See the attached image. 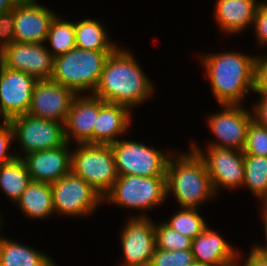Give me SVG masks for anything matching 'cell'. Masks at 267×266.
<instances>
[{"instance_id":"obj_1","label":"cell","mask_w":267,"mask_h":266,"mask_svg":"<svg viewBox=\"0 0 267 266\" xmlns=\"http://www.w3.org/2000/svg\"><path fill=\"white\" fill-rule=\"evenodd\" d=\"M153 85L133 55L116 48L105 62L99 83L92 93L105 102L131 109L153 94Z\"/></svg>"},{"instance_id":"obj_2","label":"cell","mask_w":267,"mask_h":266,"mask_svg":"<svg viewBox=\"0 0 267 266\" xmlns=\"http://www.w3.org/2000/svg\"><path fill=\"white\" fill-rule=\"evenodd\" d=\"M212 91L219 104L240 105L254 92L255 57L235 52L202 56Z\"/></svg>"},{"instance_id":"obj_3","label":"cell","mask_w":267,"mask_h":266,"mask_svg":"<svg viewBox=\"0 0 267 266\" xmlns=\"http://www.w3.org/2000/svg\"><path fill=\"white\" fill-rule=\"evenodd\" d=\"M179 156V157H178ZM168 159L166 167L167 195L172 192L183 208H196L215 193L203 159L191 147L188 154Z\"/></svg>"},{"instance_id":"obj_4","label":"cell","mask_w":267,"mask_h":266,"mask_svg":"<svg viewBox=\"0 0 267 266\" xmlns=\"http://www.w3.org/2000/svg\"><path fill=\"white\" fill-rule=\"evenodd\" d=\"M113 51H93L75 47L53 59L51 80L76 94L96 89L104 65ZM78 92V93H77Z\"/></svg>"},{"instance_id":"obj_5","label":"cell","mask_w":267,"mask_h":266,"mask_svg":"<svg viewBox=\"0 0 267 266\" xmlns=\"http://www.w3.org/2000/svg\"><path fill=\"white\" fill-rule=\"evenodd\" d=\"M71 153L70 171L81 177L104 197L118 178L110 145L78 144Z\"/></svg>"},{"instance_id":"obj_6","label":"cell","mask_w":267,"mask_h":266,"mask_svg":"<svg viewBox=\"0 0 267 266\" xmlns=\"http://www.w3.org/2000/svg\"><path fill=\"white\" fill-rule=\"evenodd\" d=\"M167 198L166 176L118 175L103 200L125 208L151 209Z\"/></svg>"},{"instance_id":"obj_7","label":"cell","mask_w":267,"mask_h":266,"mask_svg":"<svg viewBox=\"0 0 267 266\" xmlns=\"http://www.w3.org/2000/svg\"><path fill=\"white\" fill-rule=\"evenodd\" d=\"M118 175L166 176L170 155L134 141L118 140L110 145Z\"/></svg>"},{"instance_id":"obj_8","label":"cell","mask_w":267,"mask_h":266,"mask_svg":"<svg viewBox=\"0 0 267 266\" xmlns=\"http://www.w3.org/2000/svg\"><path fill=\"white\" fill-rule=\"evenodd\" d=\"M54 211L70 216L91 214L103 197L81 177L71 171L51 183Z\"/></svg>"},{"instance_id":"obj_9","label":"cell","mask_w":267,"mask_h":266,"mask_svg":"<svg viewBox=\"0 0 267 266\" xmlns=\"http://www.w3.org/2000/svg\"><path fill=\"white\" fill-rule=\"evenodd\" d=\"M13 138H17L24 156L42 150L58 148L66 143L64 123L23 114L9 120Z\"/></svg>"},{"instance_id":"obj_10","label":"cell","mask_w":267,"mask_h":266,"mask_svg":"<svg viewBox=\"0 0 267 266\" xmlns=\"http://www.w3.org/2000/svg\"><path fill=\"white\" fill-rule=\"evenodd\" d=\"M191 144L205 163L214 193L221 185L227 189L243 186L244 152L242 150L208 146V155H205L196 144Z\"/></svg>"},{"instance_id":"obj_11","label":"cell","mask_w":267,"mask_h":266,"mask_svg":"<svg viewBox=\"0 0 267 266\" xmlns=\"http://www.w3.org/2000/svg\"><path fill=\"white\" fill-rule=\"evenodd\" d=\"M37 81L34 76L11 70L0 62V117L3 121L27 114Z\"/></svg>"},{"instance_id":"obj_12","label":"cell","mask_w":267,"mask_h":266,"mask_svg":"<svg viewBox=\"0 0 267 266\" xmlns=\"http://www.w3.org/2000/svg\"><path fill=\"white\" fill-rule=\"evenodd\" d=\"M77 94L50 80H38L33 88L27 114L40 119L64 123Z\"/></svg>"},{"instance_id":"obj_13","label":"cell","mask_w":267,"mask_h":266,"mask_svg":"<svg viewBox=\"0 0 267 266\" xmlns=\"http://www.w3.org/2000/svg\"><path fill=\"white\" fill-rule=\"evenodd\" d=\"M146 215L132 217L121 231L122 266H149L156 249L155 224Z\"/></svg>"},{"instance_id":"obj_14","label":"cell","mask_w":267,"mask_h":266,"mask_svg":"<svg viewBox=\"0 0 267 266\" xmlns=\"http://www.w3.org/2000/svg\"><path fill=\"white\" fill-rule=\"evenodd\" d=\"M53 57L43 43H18L7 46L0 55V62L7 68L25 72L37 80H50Z\"/></svg>"},{"instance_id":"obj_15","label":"cell","mask_w":267,"mask_h":266,"mask_svg":"<svg viewBox=\"0 0 267 266\" xmlns=\"http://www.w3.org/2000/svg\"><path fill=\"white\" fill-rule=\"evenodd\" d=\"M223 111L208 118V125L218 140L209 146L242 150L253 115L240 105H223Z\"/></svg>"},{"instance_id":"obj_16","label":"cell","mask_w":267,"mask_h":266,"mask_svg":"<svg viewBox=\"0 0 267 266\" xmlns=\"http://www.w3.org/2000/svg\"><path fill=\"white\" fill-rule=\"evenodd\" d=\"M55 16L35 0H20L14 7L15 42L45 43Z\"/></svg>"},{"instance_id":"obj_17","label":"cell","mask_w":267,"mask_h":266,"mask_svg":"<svg viewBox=\"0 0 267 266\" xmlns=\"http://www.w3.org/2000/svg\"><path fill=\"white\" fill-rule=\"evenodd\" d=\"M77 95L64 122L66 142L74 139L78 144H93V130L101 109V99L91 95Z\"/></svg>"},{"instance_id":"obj_18","label":"cell","mask_w":267,"mask_h":266,"mask_svg":"<svg viewBox=\"0 0 267 266\" xmlns=\"http://www.w3.org/2000/svg\"><path fill=\"white\" fill-rule=\"evenodd\" d=\"M66 142L50 150L32 152L22 158L32 181L53 183L70 172L71 152Z\"/></svg>"},{"instance_id":"obj_19","label":"cell","mask_w":267,"mask_h":266,"mask_svg":"<svg viewBox=\"0 0 267 266\" xmlns=\"http://www.w3.org/2000/svg\"><path fill=\"white\" fill-rule=\"evenodd\" d=\"M208 226L192 240L194 260L207 266H223L238 258L239 252Z\"/></svg>"},{"instance_id":"obj_20","label":"cell","mask_w":267,"mask_h":266,"mask_svg":"<svg viewBox=\"0 0 267 266\" xmlns=\"http://www.w3.org/2000/svg\"><path fill=\"white\" fill-rule=\"evenodd\" d=\"M130 109L101 99L96 124L93 130V144L111 145L118 141L116 137L127 131L130 125Z\"/></svg>"},{"instance_id":"obj_21","label":"cell","mask_w":267,"mask_h":266,"mask_svg":"<svg viewBox=\"0 0 267 266\" xmlns=\"http://www.w3.org/2000/svg\"><path fill=\"white\" fill-rule=\"evenodd\" d=\"M256 0H218L215 7V19L222 31L239 33L253 25L258 5Z\"/></svg>"},{"instance_id":"obj_22","label":"cell","mask_w":267,"mask_h":266,"mask_svg":"<svg viewBox=\"0 0 267 266\" xmlns=\"http://www.w3.org/2000/svg\"><path fill=\"white\" fill-rule=\"evenodd\" d=\"M16 203L32 219L51 216L54 213L51 184L32 181Z\"/></svg>"},{"instance_id":"obj_23","label":"cell","mask_w":267,"mask_h":266,"mask_svg":"<svg viewBox=\"0 0 267 266\" xmlns=\"http://www.w3.org/2000/svg\"><path fill=\"white\" fill-rule=\"evenodd\" d=\"M0 266H57L42 252L5 238L0 239Z\"/></svg>"},{"instance_id":"obj_24","label":"cell","mask_w":267,"mask_h":266,"mask_svg":"<svg viewBox=\"0 0 267 266\" xmlns=\"http://www.w3.org/2000/svg\"><path fill=\"white\" fill-rule=\"evenodd\" d=\"M77 48L93 51H114L117 46L108 39L105 27L97 20L83 19L75 23Z\"/></svg>"},{"instance_id":"obj_25","label":"cell","mask_w":267,"mask_h":266,"mask_svg":"<svg viewBox=\"0 0 267 266\" xmlns=\"http://www.w3.org/2000/svg\"><path fill=\"white\" fill-rule=\"evenodd\" d=\"M32 182L27 166L22 158L0 166V188L13 201L17 202Z\"/></svg>"},{"instance_id":"obj_26","label":"cell","mask_w":267,"mask_h":266,"mask_svg":"<svg viewBox=\"0 0 267 266\" xmlns=\"http://www.w3.org/2000/svg\"><path fill=\"white\" fill-rule=\"evenodd\" d=\"M257 198L267 194V157L244 155V182Z\"/></svg>"},{"instance_id":"obj_27","label":"cell","mask_w":267,"mask_h":266,"mask_svg":"<svg viewBox=\"0 0 267 266\" xmlns=\"http://www.w3.org/2000/svg\"><path fill=\"white\" fill-rule=\"evenodd\" d=\"M47 41H50L52 51H49L53 58L74 49L76 47L75 23L63 21L55 16L49 27Z\"/></svg>"},{"instance_id":"obj_28","label":"cell","mask_w":267,"mask_h":266,"mask_svg":"<svg viewBox=\"0 0 267 266\" xmlns=\"http://www.w3.org/2000/svg\"><path fill=\"white\" fill-rule=\"evenodd\" d=\"M174 214L171 219L166 222L168 226L181 233L185 237L195 239L208 226L197 213V208H183Z\"/></svg>"},{"instance_id":"obj_29","label":"cell","mask_w":267,"mask_h":266,"mask_svg":"<svg viewBox=\"0 0 267 266\" xmlns=\"http://www.w3.org/2000/svg\"><path fill=\"white\" fill-rule=\"evenodd\" d=\"M156 248L166 251L191 250L192 239L177 232L165 222L155 225Z\"/></svg>"},{"instance_id":"obj_30","label":"cell","mask_w":267,"mask_h":266,"mask_svg":"<svg viewBox=\"0 0 267 266\" xmlns=\"http://www.w3.org/2000/svg\"><path fill=\"white\" fill-rule=\"evenodd\" d=\"M244 155L267 157V128L261 127L254 120L248 126Z\"/></svg>"},{"instance_id":"obj_31","label":"cell","mask_w":267,"mask_h":266,"mask_svg":"<svg viewBox=\"0 0 267 266\" xmlns=\"http://www.w3.org/2000/svg\"><path fill=\"white\" fill-rule=\"evenodd\" d=\"M194 261L192 250L166 251L156 248L149 266H187Z\"/></svg>"},{"instance_id":"obj_32","label":"cell","mask_w":267,"mask_h":266,"mask_svg":"<svg viewBox=\"0 0 267 266\" xmlns=\"http://www.w3.org/2000/svg\"><path fill=\"white\" fill-rule=\"evenodd\" d=\"M15 42L14 8L0 14V55Z\"/></svg>"},{"instance_id":"obj_33","label":"cell","mask_w":267,"mask_h":266,"mask_svg":"<svg viewBox=\"0 0 267 266\" xmlns=\"http://www.w3.org/2000/svg\"><path fill=\"white\" fill-rule=\"evenodd\" d=\"M12 139L14 138L11 124L9 121H3V125L0 124V166L20 157L8 152Z\"/></svg>"},{"instance_id":"obj_34","label":"cell","mask_w":267,"mask_h":266,"mask_svg":"<svg viewBox=\"0 0 267 266\" xmlns=\"http://www.w3.org/2000/svg\"><path fill=\"white\" fill-rule=\"evenodd\" d=\"M252 26L256 31V37L261 45L267 46V3L263 2L258 5Z\"/></svg>"},{"instance_id":"obj_35","label":"cell","mask_w":267,"mask_h":266,"mask_svg":"<svg viewBox=\"0 0 267 266\" xmlns=\"http://www.w3.org/2000/svg\"><path fill=\"white\" fill-rule=\"evenodd\" d=\"M254 92L267 94V58L255 56Z\"/></svg>"},{"instance_id":"obj_36","label":"cell","mask_w":267,"mask_h":266,"mask_svg":"<svg viewBox=\"0 0 267 266\" xmlns=\"http://www.w3.org/2000/svg\"><path fill=\"white\" fill-rule=\"evenodd\" d=\"M261 100L253 108V120L261 127L267 128V94H260Z\"/></svg>"},{"instance_id":"obj_37","label":"cell","mask_w":267,"mask_h":266,"mask_svg":"<svg viewBox=\"0 0 267 266\" xmlns=\"http://www.w3.org/2000/svg\"><path fill=\"white\" fill-rule=\"evenodd\" d=\"M244 266H267V256L260 255L252 249Z\"/></svg>"},{"instance_id":"obj_38","label":"cell","mask_w":267,"mask_h":266,"mask_svg":"<svg viewBox=\"0 0 267 266\" xmlns=\"http://www.w3.org/2000/svg\"><path fill=\"white\" fill-rule=\"evenodd\" d=\"M20 0H0V14L15 7Z\"/></svg>"},{"instance_id":"obj_39","label":"cell","mask_w":267,"mask_h":266,"mask_svg":"<svg viewBox=\"0 0 267 266\" xmlns=\"http://www.w3.org/2000/svg\"><path fill=\"white\" fill-rule=\"evenodd\" d=\"M263 219H264V225H265V236H266V241H267V213H263ZM252 249H254L257 253L263 256H267V245L266 246H255Z\"/></svg>"},{"instance_id":"obj_40","label":"cell","mask_w":267,"mask_h":266,"mask_svg":"<svg viewBox=\"0 0 267 266\" xmlns=\"http://www.w3.org/2000/svg\"><path fill=\"white\" fill-rule=\"evenodd\" d=\"M262 201H263V203H264V205H263V213H267V194L261 199Z\"/></svg>"},{"instance_id":"obj_41","label":"cell","mask_w":267,"mask_h":266,"mask_svg":"<svg viewBox=\"0 0 267 266\" xmlns=\"http://www.w3.org/2000/svg\"><path fill=\"white\" fill-rule=\"evenodd\" d=\"M238 259H239V255H238V258H237L236 260H234V261L231 262V263L225 264V265H223V266H240V265H238V264H239Z\"/></svg>"},{"instance_id":"obj_42","label":"cell","mask_w":267,"mask_h":266,"mask_svg":"<svg viewBox=\"0 0 267 266\" xmlns=\"http://www.w3.org/2000/svg\"><path fill=\"white\" fill-rule=\"evenodd\" d=\"M187 266H207V265H204V264H201L199 262L194 261L193 263H191V264H189Z\"/></svg>"},{"instance_id":"obj_43","label":"cell","mask_w":267,"mask_h":266,"mask_svg":"<svg viewBox=\"0 0 267 266\" xmlns=\"http://www.w3.org/2000/svg\"><path fill=\"white\" fill-rule=\"evenodd\" d=\"M1 221H2V220H1V217H0V228H1ZM0 230H1V229H0ZM1 238H2V236H0V239H1Z\"/></svg>"}]
</instances>
